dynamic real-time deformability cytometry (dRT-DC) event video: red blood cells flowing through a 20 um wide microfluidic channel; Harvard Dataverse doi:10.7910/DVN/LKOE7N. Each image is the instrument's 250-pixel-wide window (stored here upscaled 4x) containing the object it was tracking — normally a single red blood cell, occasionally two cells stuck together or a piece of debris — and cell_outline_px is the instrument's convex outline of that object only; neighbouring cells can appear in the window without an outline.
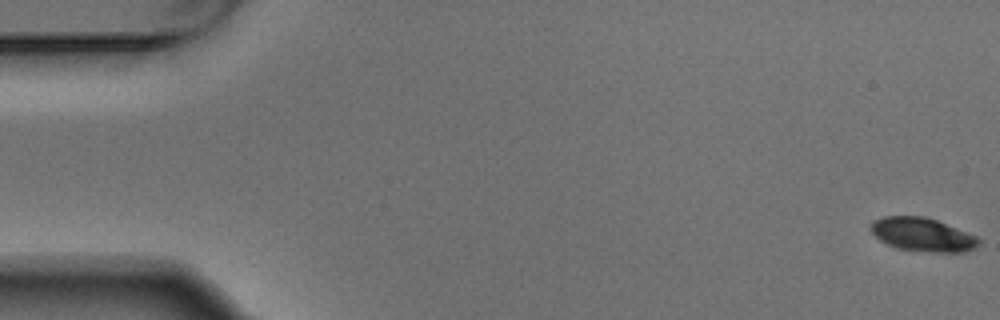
{"species": "Egyptian fruit bat (a non-hibernating species)", "species_latin": "Rousettus aegyptiacus", "temperature_condition": "warm", "stored_images_in_passage": 8, "camera_frame_rate_fps": 3000, "um_per_image_px": 0.085, "animal": {"sex": "male"}, "frame": {"image": 1, "passage_image": 1, "time_ms": 0.0, "image_size_px": [1000, 320], "cell_outline_px": [[980, 244], [976, 248], [964, 252], [928, 252], [900, 248], [888, 244], [880, 240], [868, 228], [868, 224], [872, 220], [884, 216], [924, 216], [936, 220], [976, 236], [980, 240]], "centroid_in_image_um": [78.39, 19.93], "position_along_channel_um": 6.6, "area_um2": 21.1}}
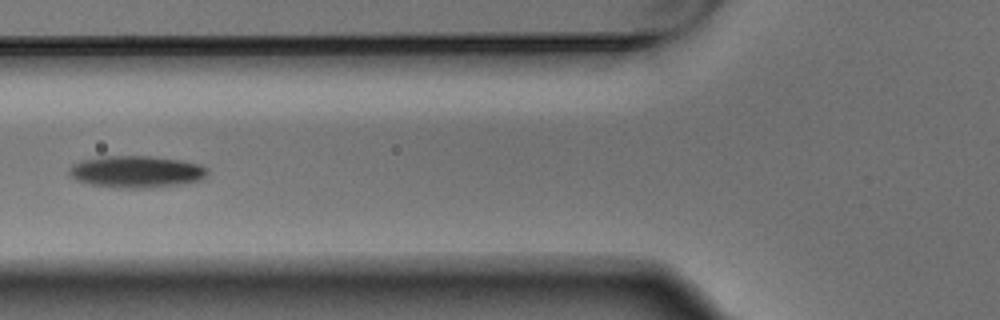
{"frame": {"image": 2, "passage_image": 6, "time_ms": 1.667, "image_size_px": [1000, 320], "cell_outline_px": [[208, 176], [204, 180], [180, 184], [144, 188], [116, 188], [92, 184], [76, 180], [68, 172], [68, 168], [72, 164], [80, 160], [100, 156], [148, 156], [180, 160], [200, 164], [208, 168]], "centroid_in_image_um": [11.6, 14.59], "position_along_channel_um": 114.2, "area_um2": 25.95}}
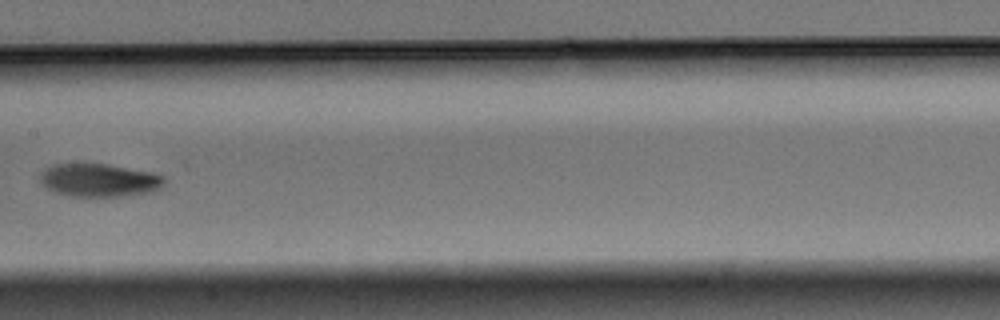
{"frame": {"image": 3, "passage_image": 8, "time_ms": 2.333, "image_size_px": [1000, 320], "cell_outline_px": [[164, 184], [160, 188], [152, 192], [120, 196], [68, 196], [56, 192], [48, 188], [40, 180], [40, 172], [44, 168], [52, 164], [108, 164], [152, 172], [164, 176]], "centroid_in_image_um": [8.44, 15.31], "position_along_channel_um": 199.0, "area_um2": 23.93}}